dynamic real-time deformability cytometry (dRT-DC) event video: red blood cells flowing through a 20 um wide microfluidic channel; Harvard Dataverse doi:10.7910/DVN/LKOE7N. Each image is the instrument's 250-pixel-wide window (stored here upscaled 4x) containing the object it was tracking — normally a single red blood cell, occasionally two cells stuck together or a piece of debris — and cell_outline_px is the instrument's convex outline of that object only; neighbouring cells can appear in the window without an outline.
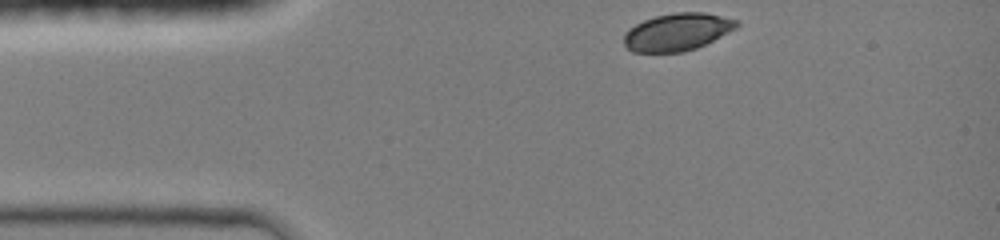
{"species": "common noctule bat (a hibernating species)", "species_latin": "Nyctalus noctula", "temperature_condition": "room temperature", "stored_images_in_passage": 7, "camera_frame_rate_fps": 3000, "um_per_image_px": 0.085, "animal": {"sex": "female", "body_mass_g": 19.0, "forearm_length_mm": 51.5}, "frame": {"image": 1, "passage_image": 1, "time_ms": 0.0, "image_size_px": [1000, 240], "cell_outline_px": [[740, 24], [736, 28], [696, 48], [684, 52], [632, 52], [624, 44], [624, 36], [628, 28], [644, 20], [656, 16], [676, 12], [704, 12], [740, 20]], "centroid_in_image_um": [57.57, 2.71], "position_along_channel_um": 27.4, "area_um2": 24.51}}
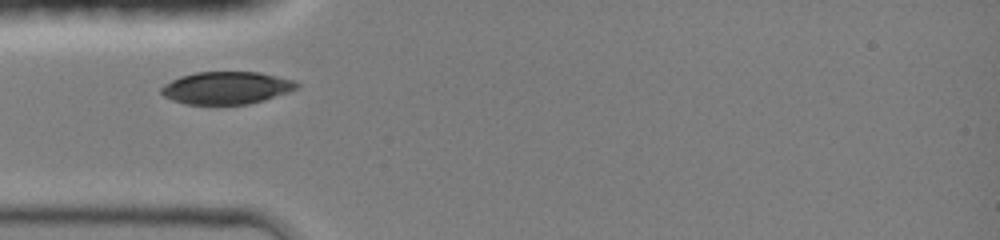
{"frame": {"image": 2, "passage_image": 5, "time_ms": 2.0, "image_size_px": [1000, 240], "cell_outline_px": [[300, 88], [264, 100], [248, 104], [184, 104], [172, 100], [164, 96], [160, 92], [160, 88], [164, 84], [180, 76], [196, 72], [260, 72], [292, 80], [300, 84]], "centroid_in_image_um": [19.24, 7.47], "position_along_channel_um": 65.8, "area_um2": 25.66}}